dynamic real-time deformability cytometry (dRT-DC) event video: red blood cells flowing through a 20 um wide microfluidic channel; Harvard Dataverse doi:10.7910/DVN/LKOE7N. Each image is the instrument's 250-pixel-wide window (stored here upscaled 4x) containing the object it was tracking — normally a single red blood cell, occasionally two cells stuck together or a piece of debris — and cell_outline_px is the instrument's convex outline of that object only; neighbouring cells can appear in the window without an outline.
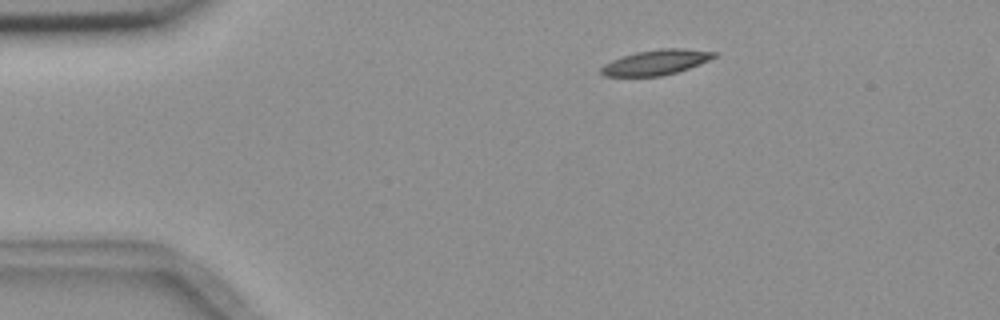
{"species": "common noctule bat (a hibernating species)", "species_latin": "Nyctalus noctula", "temperature_condition": "room temperature", "stored_images_in_passage": 5, "segment_of_instrument_passage": [1, 2], "camera_frame_rate_fps": 3000, "um_per_image_px": 0.085, "animal": {"sex": "female", "body_mass_g": 18.4}, "frame": {"image": 1, "passage_image": 2, "time_ms": 1.333, "image_size_px": [1000, 320], "cell_outline_px": [[716, 56], [708, 60], [688, 68], [676, 72], [660, 76], [604, 76], [600, 72], [600, 68], [604, 64], [612, 60], [636, 52], [660, 48], [684, 48], [716, 52]], "centroid_in_image_um": [55.74, 5.29], "position_along_channel_um": 29.3, "area_um2": 16.36}}